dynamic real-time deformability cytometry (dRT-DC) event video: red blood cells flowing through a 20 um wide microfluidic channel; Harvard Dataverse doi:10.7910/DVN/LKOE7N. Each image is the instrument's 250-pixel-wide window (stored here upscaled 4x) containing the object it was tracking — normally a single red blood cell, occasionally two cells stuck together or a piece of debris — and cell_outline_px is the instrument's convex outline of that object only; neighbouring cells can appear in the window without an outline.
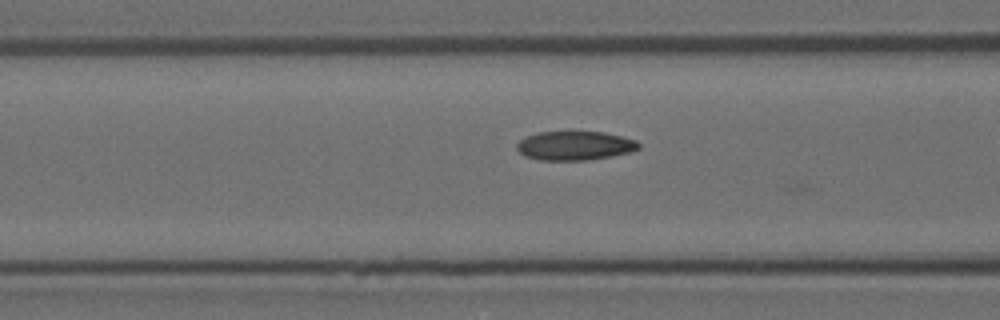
{"species": "Egyptian fruit bat (a non-hibernating species)", "species_latin": "Rousettus aegyptiacus", "temperature_condition": "room temperature", "stored_images_in_passage": 7, "camera_frame_rate_fps": 3000, "um_per_image_px": 0.085, "animal": {"sex": "female"}, "frame": {"image": 1, "passage_image": 6, "time_ms": 1.667, "image_size_px": [1000, 320], "cell_outline_px": [[640, 148], [628, 152], [588, 160], [540, 160], [524, 156], [516, 148], [516, 144], [520, 140], [536, 132], [604, 132], [636, 140], [640, 144]], "centroid_in_image_um": [48.83, 12.38], "position_along_channel_um": 117.8, "area_um2": 20.4}}